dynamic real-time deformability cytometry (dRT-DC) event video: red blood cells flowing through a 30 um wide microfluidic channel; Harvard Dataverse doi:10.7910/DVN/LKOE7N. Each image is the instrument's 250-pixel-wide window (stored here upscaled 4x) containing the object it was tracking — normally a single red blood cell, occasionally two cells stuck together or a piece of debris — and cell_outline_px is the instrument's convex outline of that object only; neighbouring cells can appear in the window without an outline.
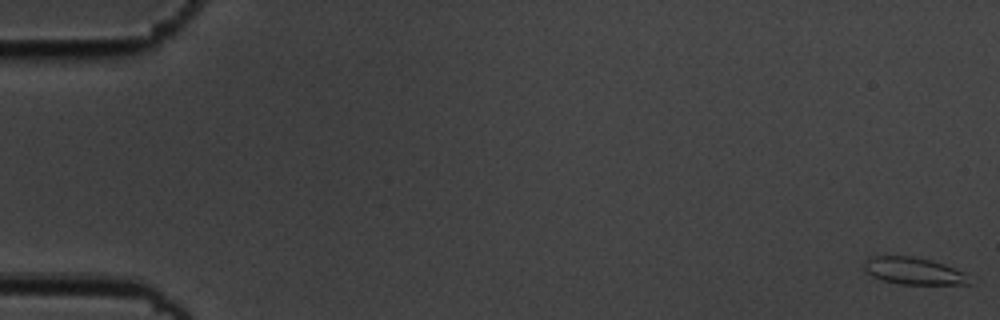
{"species": "common noctule bat (a hibernating species)", "species_latin": "Nyctalus noctula", "temperature_condition": "cold", "stored_images_in_passage": 56, "camera_frame_rate_fps": 3000, "um_per_image_px": 0.085, "animal": {"sex": "male", "body_mass_g": 19.5, "forearm_length_mm": 54.6}, "frame": {"image": 1, "passage_image": 1, "time_ms": 0.0, "image_size_px": [1000, 320], "cell_outline_px": [[972, 284], [900, 284], [884, 280], [872, 276], [864, 268], [864, 260], [868, 256], [912, 256], [932, 260], [944, 264], [964, 272]], "centroid_in_image_um": [77.64, 23.02], "position_along_channel_um": 7.4, "area_um2": 16.53}}
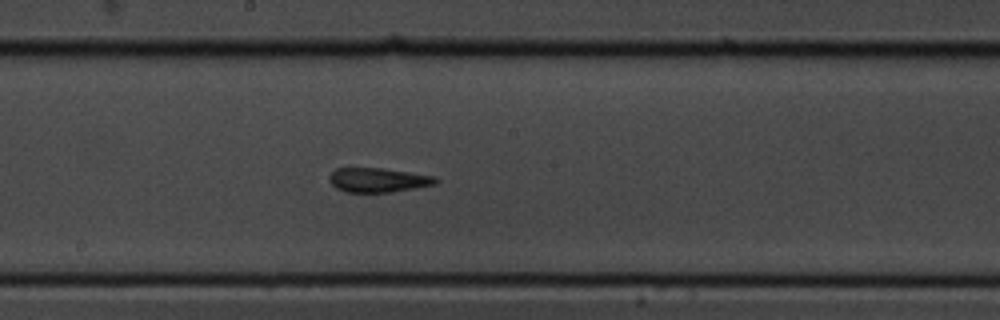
{"frame": {"image": 2, "passage_image": 31, "time_ms": 10.0, "image_size_px": [1000, 320], "cell_outline_px": [[440, 180], [436, 184], [392, 192], [348, 192], [336, 188], [328, 180], [328, 176], [336, 168], [384, 168], [436, 176]], "centroid_in_image_um": [32.16, 15.29], "position_along_channel_um": 216.0, "area_um2": 15.2}}
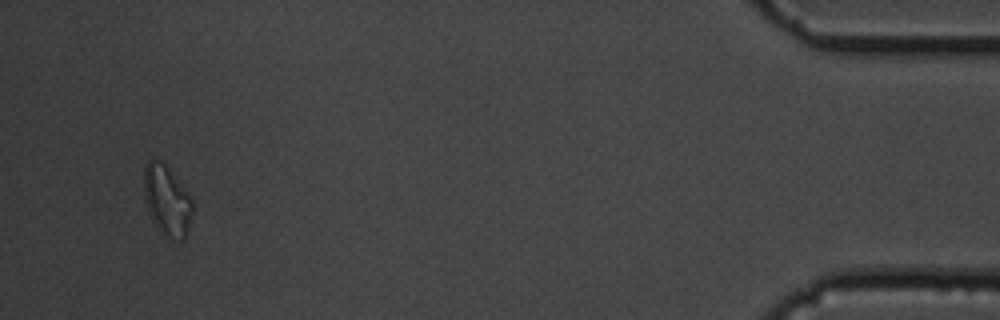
{"frame": {"image": 3, "passage_image": 54, "time_ms": 17.667, "image_size_px": [1000, 320], "cell_outline_px": [[192, 212], [188, 228], [184, 240], [180, 240], [168, 236], [152, 220], [148, 212], [144, 200], [144, 164], [148, 160], [156, 160], [164, 164], [168, 168], [192, 196]], "centroid_in_image_um": [14.18, 17.0], "position_along_channel_um": 421.0, "area_um2": 19.59}, "authors_computed_cell_mechanics": {"area_um2": 15.8661, "velocity_mm_per_s": 3.6132, "shape_relaxation_time_tau1_ms": 4.3273, "shape_relaxation_time_tau2_ms": 1.1022, "deformation_change_tau1": 0.1427, "deformation_change_tau2": 0.0845}}